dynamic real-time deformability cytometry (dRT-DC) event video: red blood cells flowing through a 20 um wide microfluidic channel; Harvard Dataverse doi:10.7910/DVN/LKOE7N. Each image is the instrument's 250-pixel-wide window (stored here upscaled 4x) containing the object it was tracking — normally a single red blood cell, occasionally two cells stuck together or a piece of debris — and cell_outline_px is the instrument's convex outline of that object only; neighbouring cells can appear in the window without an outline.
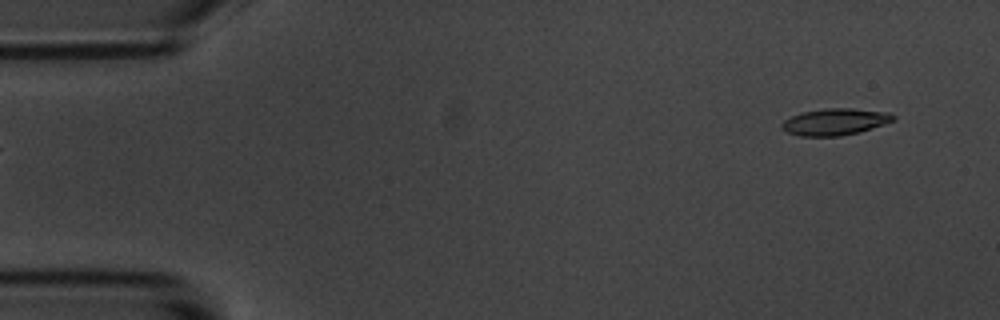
{"species": "common noctule bat (a hibernating species)", "species_latin": "Nyctalus noctula", "temperature_condition": "room temperature", "stored_images_in_passage": 5, "camera_frame_rate_fps": 3000, "um_per_image_px": 0.085, "animal": {"sex": "male", "body_mass_g": 20.1, "forearm_length_mm": 53.5}, "frame": {"image": 1, "passage_image": 5, "time_ms": 5.667, "image_size_px": [1000, 320], "cell_outline_px": [[896, 120], [860, 132], [840, 136], [800, 136], [788, 132], [780, 128], [780, 124], [784, 120], [792, 116], [804, 112], [824, 108], [852, 108], [892, 112], [896, 116]], "centroid_in_image_um": [71.02, 10.35], "position_along_channel_um": 14.0, "area_um2": 17.51}}